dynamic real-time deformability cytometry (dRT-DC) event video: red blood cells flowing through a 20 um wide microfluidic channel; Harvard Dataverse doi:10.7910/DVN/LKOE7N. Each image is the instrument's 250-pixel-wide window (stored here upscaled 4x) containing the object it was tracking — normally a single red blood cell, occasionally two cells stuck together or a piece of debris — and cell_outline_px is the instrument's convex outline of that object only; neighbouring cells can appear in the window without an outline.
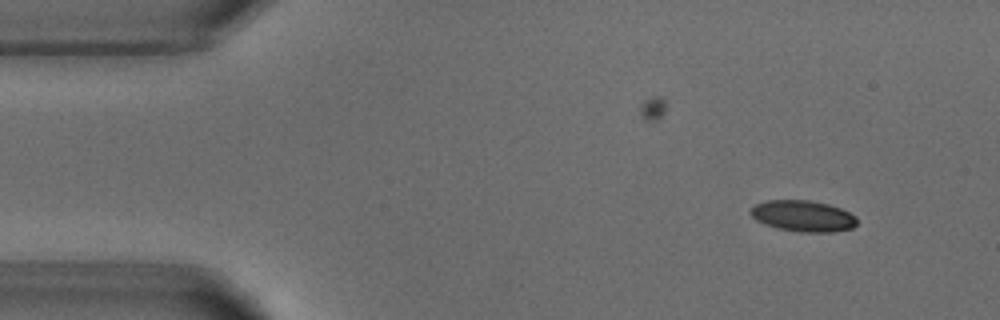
{"species": "common noctule bat (a hibernating species)", "species_latin": "Nyctalus noctula", "temperature_condition": "warm", "stored_images_in_passage": 5, "camera_frame_rate_fps": 3000, "um_per_image_px": 0.085, "animal": {"sex": "male", "body_mass_g": 18.8}, "frame": {"image": 1, "passage_image": 1, "time_ms": 0.0, "image_size_px": [1000, 320], "cell_outline_px": [[856, 224], [852, 228], [832, 232], [800, 232], [776, 228], [764, 224], [756, 220], [748, 212], [756, 204], [768, 200], [808, 200], [828, 204], [840, 208], [856, 216]], "centroid_in_image_um": [68.24, 18.36], "position_along_channel_um": 16.8, "area_um2": 19.31}}